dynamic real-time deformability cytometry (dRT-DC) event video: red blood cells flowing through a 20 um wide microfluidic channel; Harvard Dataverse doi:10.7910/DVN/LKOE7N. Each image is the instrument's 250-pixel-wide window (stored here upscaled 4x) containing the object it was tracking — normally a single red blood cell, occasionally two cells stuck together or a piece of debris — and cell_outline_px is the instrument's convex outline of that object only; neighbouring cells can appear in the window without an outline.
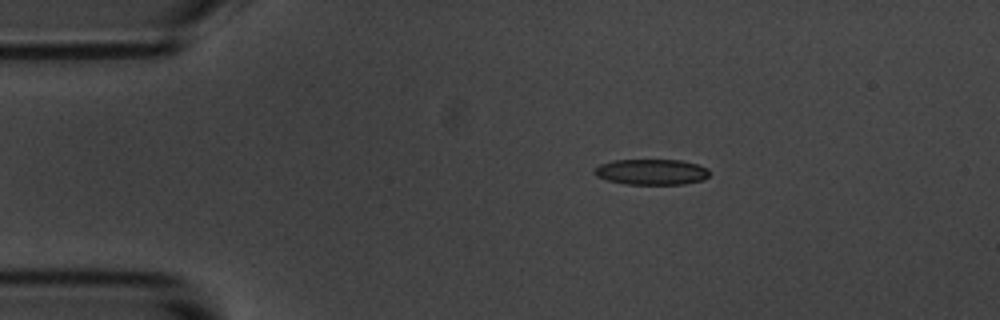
{"species": "common noctule bat (a hibernating species)", "species_latin": "Nyctalus noctula", "temperature_condition": "room temperature", "stored_images_in_passage": 14, "camera_frame_rate_fps": 3000, "um_per_image_px": 0.085, "animal": {"sex": "male", "body_mass_g": 20.1, "forearm_length_mm": 53.5}, "frame": {"image": 1, "passage_image": 2, "time_ms": 2.0, "image_size_px": [1000, 320], "cell_outline_px": [[708, 176], [704, 180], [684, 184], [628, 184], [608, 180], [596, 176], [592, 172], [600, 164], [612, 160], [680, 160], [696, 164], [708, 168]], "centroid_in_image_um": [55.37, 14.61], "position_along_channel_um": 29.6, "area_um2": 17.17}}
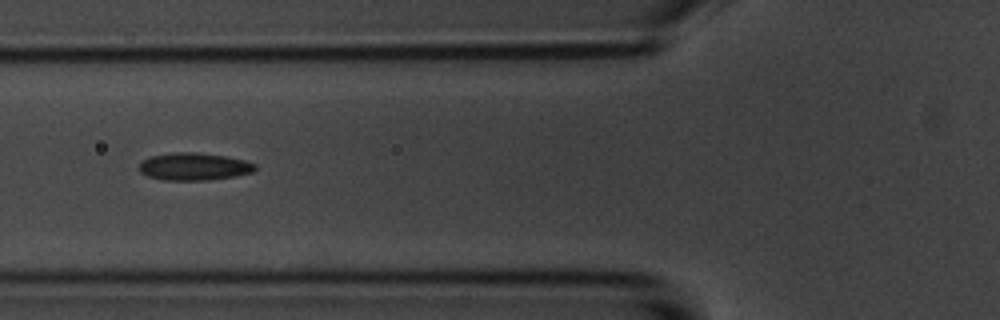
{"frame": {"image": 2, "passage_image": 5, "time_ms": 5.667, "image_size_px": [1000, 320], "cell_outline_px": [[256, 168], [252, 172], [232, 176], [204, 180], [164, 180], [148, 176], [140, 172], [140, 164], [144, 160], [152, 156], [176, 152], [196, 152], [224, 156], [244, 160], [256, 164]], "centroid_in_image_um": [16.49, 14.15], "position_along_channel_um": 109.3, "area_um2": 18.21}}
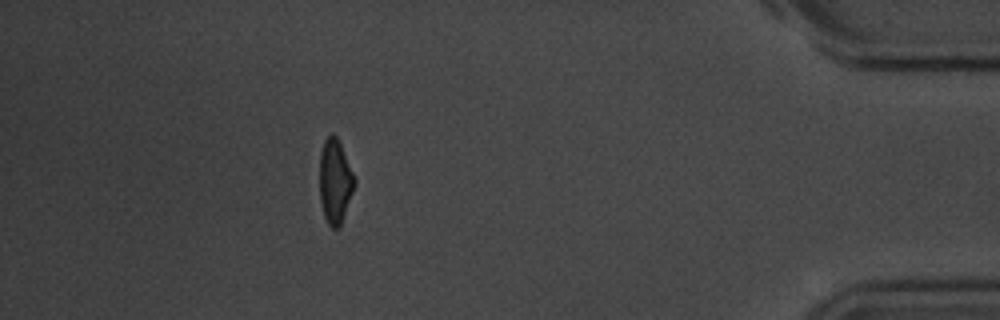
{"frame": {"image": 3, "passage_image": 13, "time_ms": 15.667, "image_size_px": [1000, 320], "cell_outline_px": [[356, 184], [340, 228], [332, 228], [328, 224], [324, 216], [320, 200], [320, 152], [324, 140], [332, 132], [336, 136], [340, 144], [356, 180]], "centroid_in_image_um": [28.48, 15.44], "position_along_channel_um": 406.7, "area_um2": 17.17}, "authors_computed_cell_mechanics": {"area_um2": 17.6579, "velocity_mm_per_s": 3.486, "shape_relaxation_time_tau1_ms": 2.6871, "shape_relaxation_time_tau2_ms": 2.4274, "deformation_change_tau1": 0.0894, "deformation_change_tau2": 0.07}}